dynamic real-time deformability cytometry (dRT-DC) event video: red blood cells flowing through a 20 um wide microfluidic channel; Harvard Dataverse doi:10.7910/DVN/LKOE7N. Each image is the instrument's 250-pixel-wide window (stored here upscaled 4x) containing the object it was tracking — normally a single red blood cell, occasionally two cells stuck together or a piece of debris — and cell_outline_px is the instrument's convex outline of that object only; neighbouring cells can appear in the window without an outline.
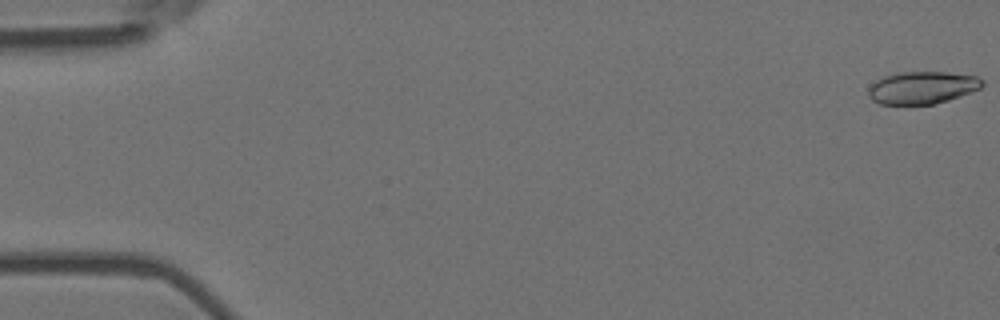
{"species": "Egyptian fruit bat (a non-hibernating species)", "species_latin": "Rousettus aegyptiacus", "temperature_condition": "room temperature", "stored_images_in_passage": 56, "camera_frame_rate_fps": 3000, "um_per_image_px": 0.085, "animal": {"sex": "female"}, "frame": {"image": 1, "passage_image": 1, "time_ms": 0.0, "image_size_px": [1000, 320], "cell_outline_px": [[984, 84], [980, 88], [960, 96], [948, 100], [932, 104], [880, 104], [872, 100], [868, 96], [868, 88], [876, 80], [884, 76], [896, 72], [944, 72], [976, 76], [984, 80]], "centroid_in_image_um": [78.37, 7.44], "position_along_channel_um": 6.6, "area_um2": 21.5}}
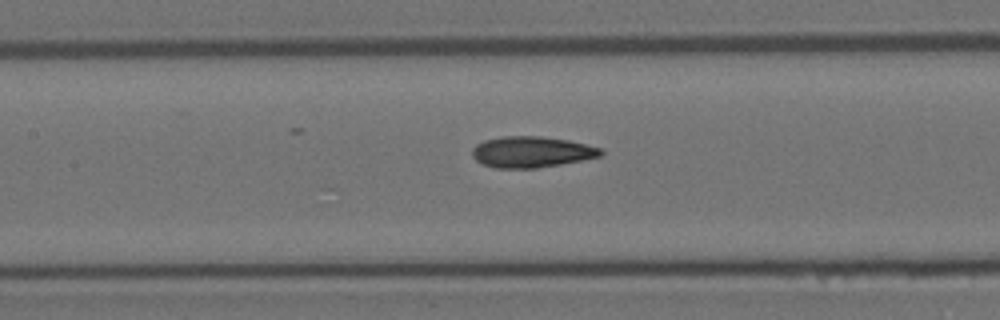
{"frame": {"image": 2, "passage_image": 26, "time_ms": 8.333, "image_size_px": [1000, 320], "cell_outline_px": [[604, 152], [600, 156], [560, 164], [536, 168], [496, 168], [484, 164], [476, 160], [472, 156], [472, 148], [476, 144], [484, 140], [504, 136], [540, 136], [568, 140], [604, 148]], "centroid_in_image_um": [45.18, 12.91], "position_along_channel_um": 162.2, "area_um2": 23.24}}
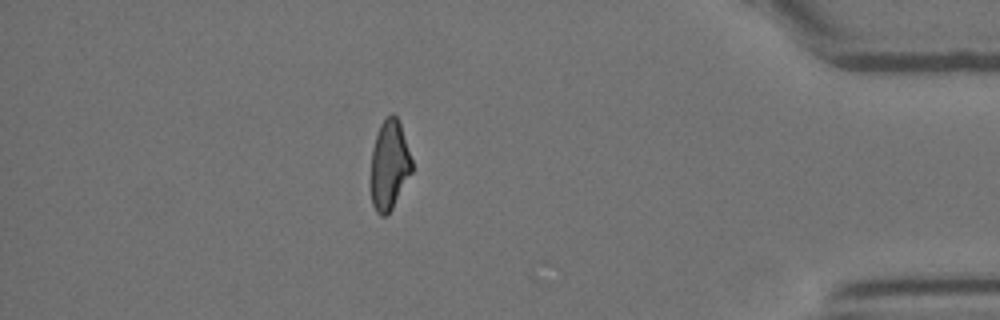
{"frame": {"image": 3, "passage_image": 49, "time_ms": 16.0, "image_size_px": [1000, 320], "cell_outline_px": [[412, 172], [388, 216], [380, 216], [376, 212], [372, 204], [372, 148], [380, 124], [392, 112], [396, 116], [400, 124], [412, 160]], "centroid_in_image_um": [33.1, 14.05], "position_along_channel_um": 402.1, "area_um2": 21.15}, "authors_computed_cell_mechanics": {"area_um2": 22.5131, "velocity_mm_per_s": 3.6824, "shape_relaxation_time_tau1_ms": null, "shape_relaxation_time_tau2_ms": 2.7736, "deformation_change_tau1": null, "deformation_change_tau2": 0.1105}}